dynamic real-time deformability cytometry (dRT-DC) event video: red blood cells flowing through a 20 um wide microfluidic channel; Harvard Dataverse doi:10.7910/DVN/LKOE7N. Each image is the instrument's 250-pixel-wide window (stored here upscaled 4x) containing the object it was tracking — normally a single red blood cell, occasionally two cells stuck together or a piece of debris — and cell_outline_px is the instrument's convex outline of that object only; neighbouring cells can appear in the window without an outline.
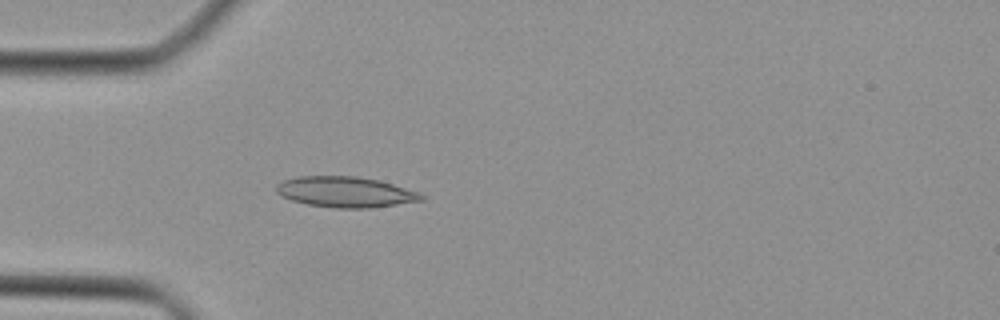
{"species": "Egyptian fruit bat (a non-hibernating species)", "species_latin": "Rousettus aegyptiacus", "temperature_condition": "cold", "stored_images_in_passage": 36, "camera_frame_rate_fps": 3000, "um_per_image_px": 0.085, "animal": {"sex": "female"}, "frame": {"image": 1, "passage_image": 5, "time_ms": 1.333, "image_size_px": [1000, 320], "cell_outline_px": [[428, 196], [424, 200], [368, 208], [336, 208], [308, 204], [292, 200], [280, 196], [276, 192], [276, 184], [284, 180], [300, 176], [356, 176], [376, 180], [392, 184]], "centroid_in_image_um": [29.33, 16.32], "position_along_channel_um": 55.7, "area_um2": 25.66}}
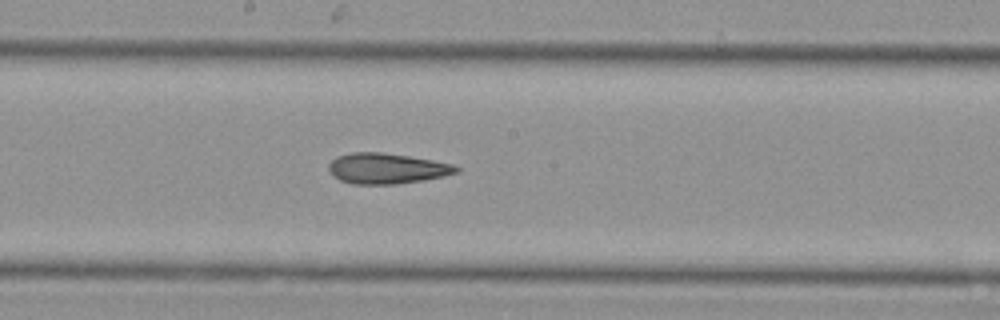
{"frame": {"image": 2, "passage_image": 16, "time_ms": 5.0, "image_size_px": [1000, 320], "cell_outline_px": [[460, 172], [444, 176], [424, 180], [396, 184], [352, 184], [340, 180], [332, 176], [328, 168], [328, 164], [336, 156], [352, 152], [384, 152], [432, 160], [452, 164], [460, 168]], "centroid_in_image_um": [32.86, 14.32], "position_along_channel_um": 215.3, "area_um2": 22.89}}
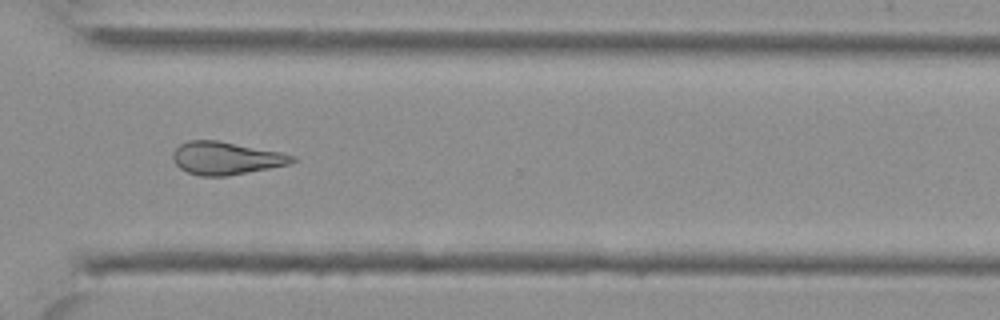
{"frame": {"image": 3, "passage_image": 25, "time_ms": 8.0, "image_size_px": [1000, 320], "cell_outline_px": [[296, 160], [288, 164], [228, 176], [200, 176], [188, 172], [180, 168], [172, 160], [172, 152], [180, 144], [188, 140], [216, 140], [280, 152], [296, 156]], "centroid_in_image_um": [19.16, 13.44], "position_along_channel_um": 351.4, "area_um2": 22.66}}